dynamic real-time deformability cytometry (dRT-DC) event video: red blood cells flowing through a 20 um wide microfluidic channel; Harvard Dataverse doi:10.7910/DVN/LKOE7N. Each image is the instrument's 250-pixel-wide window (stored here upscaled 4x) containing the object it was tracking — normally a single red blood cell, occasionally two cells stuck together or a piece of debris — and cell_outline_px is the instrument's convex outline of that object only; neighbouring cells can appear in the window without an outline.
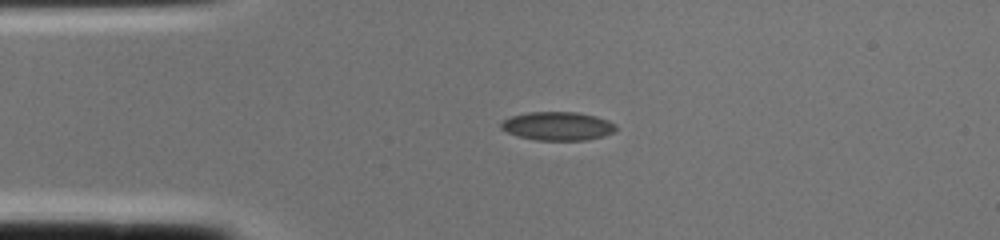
{"species": "common noctule bat (a hibernating species)", "species_latin": "Nyctalus noctula", "temperature_condition": "cold", "stored_images_in_passage": 1, "camera_frame_rate_fps": 3000, "um_per_image_px": 0.085, "animal": {"sex": "female", "body_mass_g": 22.0, "forearm_length_mm": 56.7}, "frame": {"image": 1, "passage_image": 1, "time_ms": 0.0, "image_size_px": [1000, 240], "cell_outline_px": [[616, 128], [612, 132], [604, 136], [588, 140], [536, 140], [516, 136], [500, 128], [500, 124], [504, 120], [512, 116], [528, 112], [576, 112], [596, 116], [608, 120], [616, 124]], "centroid_in_image_um": [47.4, 10.72], "position_along_channel_um": 37.6, "area_um2": 19.13}}